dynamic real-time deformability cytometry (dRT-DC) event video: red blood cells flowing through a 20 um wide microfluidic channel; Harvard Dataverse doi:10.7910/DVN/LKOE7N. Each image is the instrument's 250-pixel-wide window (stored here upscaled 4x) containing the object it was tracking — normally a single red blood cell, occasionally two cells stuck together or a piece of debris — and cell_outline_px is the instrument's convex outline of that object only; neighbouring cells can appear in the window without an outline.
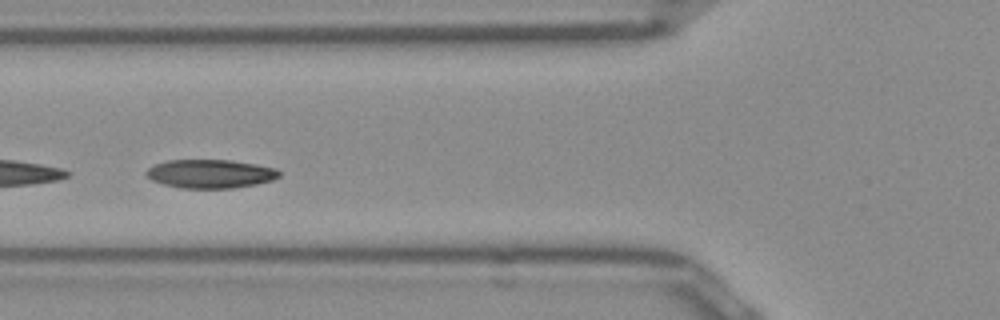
{"species": "Egyptian fruit bat (a non-hibernating species)", "species_latin": "Rousettus aegyptiacus", "temperature_condition": "room temperature", "stored_images_in_passage": 28, "camera_frame_rate_fps": 3000, "um_per_image_px": 0.085, "frame": {"image": 1, "passage_image": 15, "time_ms": 4.667, "image_size_px": [1000, 320], "cell_outline_px": [[280, 176], [272, 180], [256, 184], [232, 188], [180, 188], [164, 184], [152, 180], [144, 172], [148, 168], [156, 164], [168, 160], [232, 160], [256, 164], [276, 168], [280, 172]], "centroid_in_image_um": [17.89, 14.77], "position_along_channel_um": 107.9, "area_um2": 22.14}}
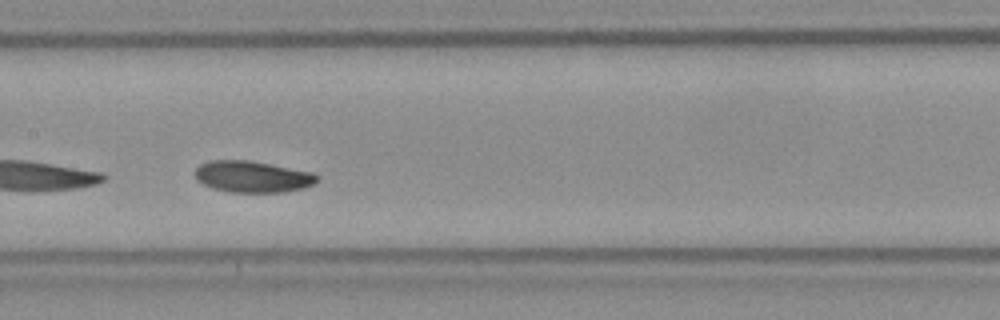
{"frame": {"image": 2, "passage_image": 21, "time_ms": 6.667, "image_size_px": [1000, 320], "cell_outline_px": [[320, 176], [312, 184], [304, 188], [284, 192], [228, 192], [212, 188], [196, 180], [196, 168], [200, 164], [212, 160], [248, 160], [312, 172]], "centroid_in_image_um": [21.45, 15.02], "position_along_channel_um": 186.0, "area_um2": 22.25}}